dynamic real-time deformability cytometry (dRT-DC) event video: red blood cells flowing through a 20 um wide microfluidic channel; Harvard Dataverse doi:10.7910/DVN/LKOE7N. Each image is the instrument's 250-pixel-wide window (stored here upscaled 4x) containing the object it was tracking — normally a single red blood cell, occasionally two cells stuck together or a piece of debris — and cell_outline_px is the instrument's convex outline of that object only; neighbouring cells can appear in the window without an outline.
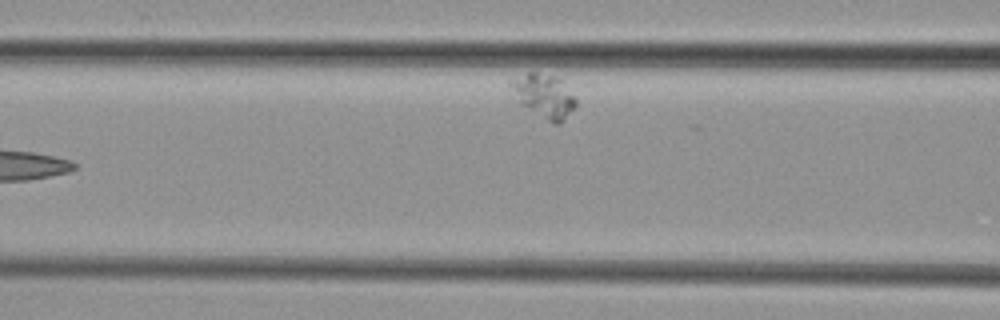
{"species": "common noctule bat (a hibernating species)", "species_latin": "Nyctalus noctula", "temperature_condition": "cold", "stored_images_in_passage": 9, "camera_frame_rate_fps": 3000, "um_per_image_px": 0.085, "animal": {"sex": "female", "body_mass_g": 29.2, "forearm_length_mm": 56.3}, "frame": {"image": 1, "passage_image": 7, "time_ms": 7.0, "image_size_px": [1000, 320], "cell_outline_px": [[576, 108], [560, 124], [556, 124], [548, 120], [520, 104], [508, 84], [508, 80], [536, 68], [556, 76], [564, 80], [576, 100]], "centroid_in_image_um": [46.24, 8.06], "position_along_channel_um": 120.4, "area_um2": 17.17}}
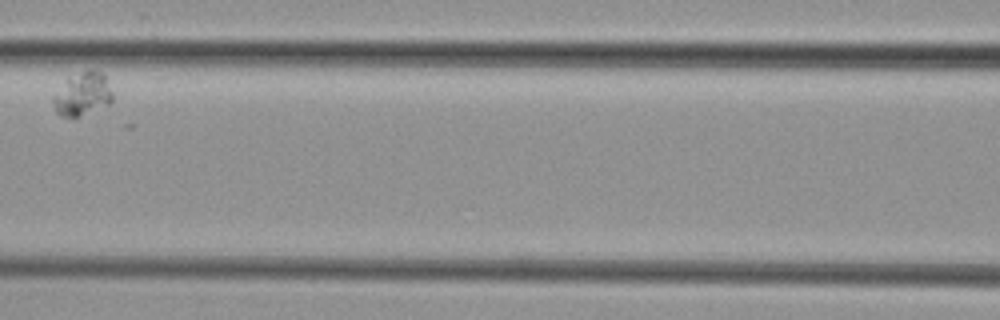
{"frame": {"image": 2, "passage_image": 8, "time_ms": 8.333, "image_size_px": [1000, 320], "cell_outline_px": [[112, 100], [108, 104], [76, 120], [60, 116], [56, 112], [52, 100], [52, 96], [68, 76], [88, 68], [96, 68], [104, 72], [112, 92]], "centroid_in_image_um": [7.0, 7.99], "position_along_channel_um": 159.6, "area_um2": 15.78}}
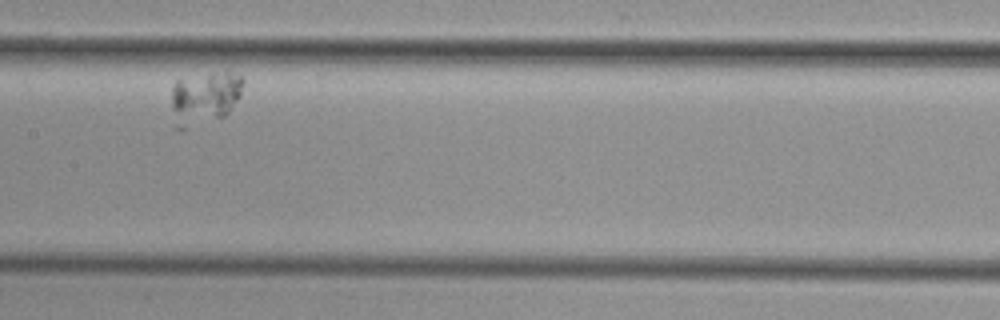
{"frame": {"image": 3, "passage_image": 9, "time_ms": 9.333, "image_size_px": [1000, 320], "cell_outline_px": [[244, 80], [240, 96], [228, 112], [224, 116], [216, 116], [172, 108], [172, 88], [176, 80], [212, 72], [232, 72], [240, 76]], "centroid_in_image_um": [17.65, 7.91], "position_along_channel_um": 189.8, "area_um2": 18.03}}